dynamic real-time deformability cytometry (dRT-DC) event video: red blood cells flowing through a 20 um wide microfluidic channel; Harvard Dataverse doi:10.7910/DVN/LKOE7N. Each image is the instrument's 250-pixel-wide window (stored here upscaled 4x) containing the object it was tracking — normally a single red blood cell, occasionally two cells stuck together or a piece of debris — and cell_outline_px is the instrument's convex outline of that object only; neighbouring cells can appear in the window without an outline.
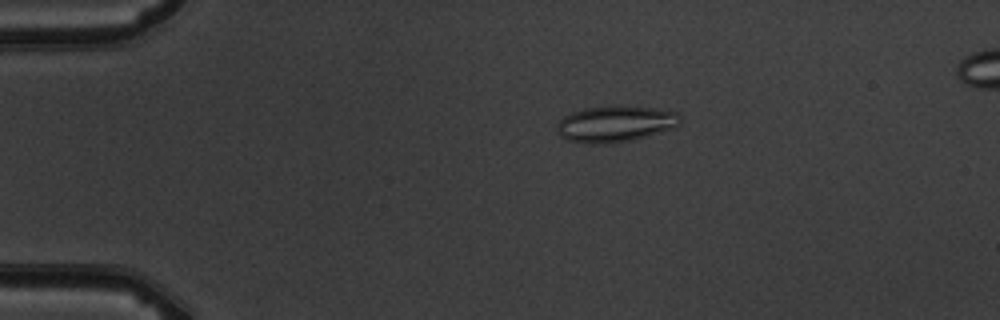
{"species": "common noctule bat (a hibernating species)", "species_latin": "Nyctalus noctula", "temperature_condition": "warm", "stored_images_in_passage": 7, "camera_frame_rate_fps": 3000, "um_per_image_px": 0.085, "animal": {"sex": "male", "body_mass_g": 19.5, "forearm_length_mm": 54.6}, "frame": {"image": 1, "passage_image": 4, "time_ms": 3.333, "image_size_px": [1000, 320], "cell_outline_px": [[680, 120], [676, 128], [632, 140], [604, 144], [592, 144], [568, 140], [560, 136], [556, 132], [556, 124], [564, 116], [572, 112], [584, 108], [652, 108], [676, 112], [680, 116]], "centroid_in_image_um": [52.27, 10.57], "position_along_channel_um": 32.7, "area_um2": 25.37}}
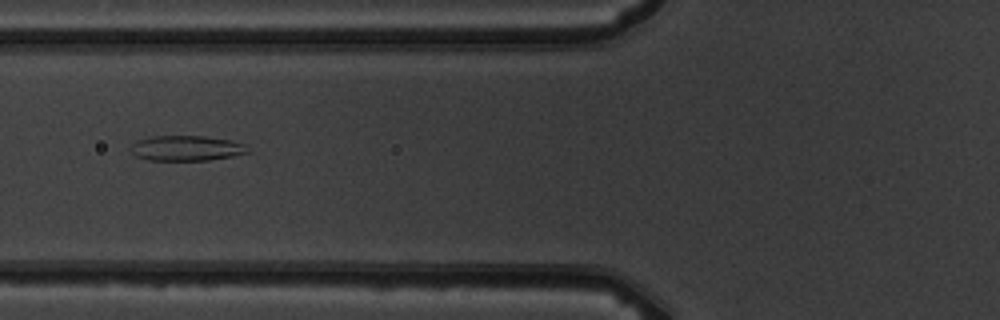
{"frame": {"image": 2, "passage_image": 7, "time_ms": 6.667, "image_size_px": [1000, 320], "cell_outline_px": [[252, 152], [232, 156], [208, 160], [148, 160], [136, 156], [132, 152], [132, 144], [136, 140], [152, 136], [204, 136], [232, 140], [244, 144]], "centroid_in_image_um": [15.87, 12.59], "position_along_channel_um": 109.9, "area_um2": 17.22}}